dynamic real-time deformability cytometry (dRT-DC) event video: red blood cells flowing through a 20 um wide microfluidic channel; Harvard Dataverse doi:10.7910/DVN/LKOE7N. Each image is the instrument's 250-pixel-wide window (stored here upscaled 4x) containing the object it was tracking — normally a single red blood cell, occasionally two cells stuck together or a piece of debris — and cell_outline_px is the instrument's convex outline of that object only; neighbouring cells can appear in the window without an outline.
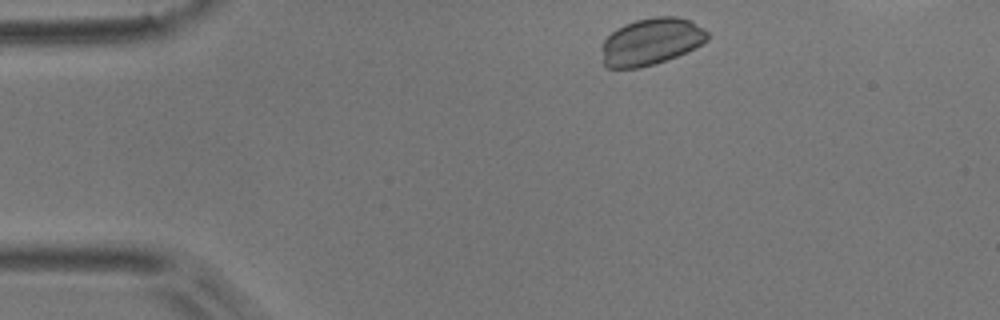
{"species": "common noctule bat (a hibernating species)", "species_latin": "Nyctalus noctula", "temperature_condition": "room temperature", "stored_images_in_passage": 9, "camera_frame_rate_fps": 3000, "um_per_image_px": 0.085, "animal": {"sex": "male", "body_mass_g": 17.9}, "frame": {"image": 1, "passage_image": 1, "time_ms": 0.0, "image_size_px": [1000, 320], "cell_outline_px": [[708, 40], [696, 48], [676, 56], [640, 68], [608, 68], [604, 64], [604, 40], [616, 28], [624, 24], [636, 20], [656, 16], [676, 16], [688, 20], [704, 28], [708, 32]], "centroid_in_image_um": [55.38, 3.52], "position_along_channel_um": 29.6, "area_um2": 28.61}}
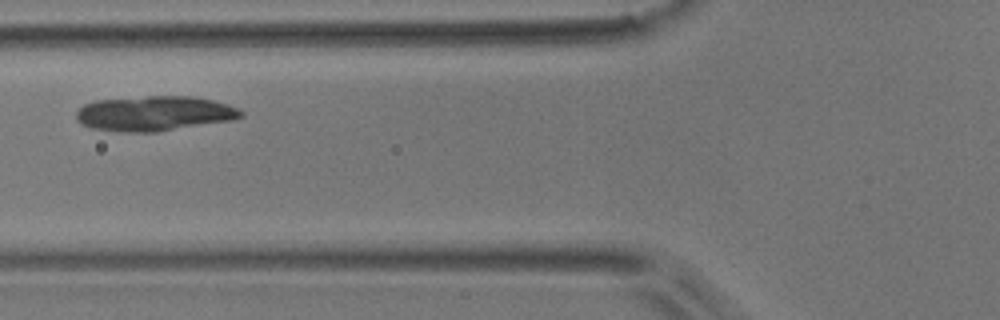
{"frame": {"image": 2, "passage_image": 4, "time_ms": 1.0, "image_size_px": [1000, 320], "cell_outline_px": [[244, 116], [232, 120], [156, 132], [120, 132], [92, 128], [80, 124], [76, 120], [76, 112], [84, 104], [96, 100], [148, 96], [192, 96], [212, 100], [228, 104], [240, 108], [244, 112]], "centroid_in_image_um": [13.13, 9.64], "position_along_channel_um": 112.7, "area_um2": 33.76}}
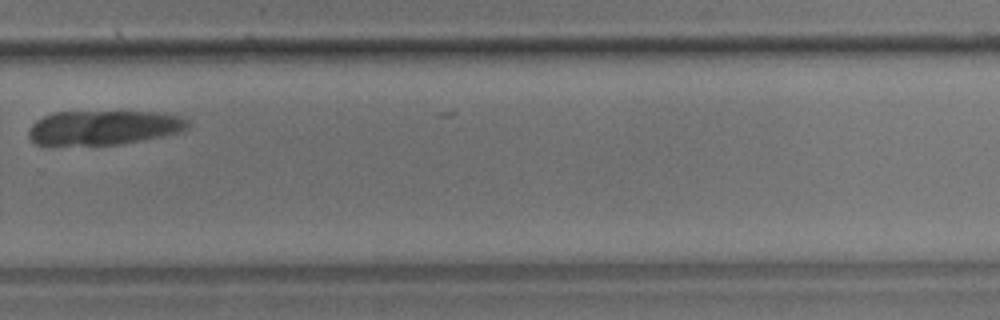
{"frame": {"image": 3, "passage_image": 9, "time_ms": 2.667, "image_size_px": [1000, 320], "cell_outline_px": [[188, 128], [180, 132], [164, 136], [144, 140], [120, 144], [52, 148], [48, 148], [36, 144], [28, 136], [28, 128], [36, 120], [52, 112], [156, 112], [176, 116], [188, 120]], "centroid_in_image_um": [8.68, 10.9], "position_along_channel_um": 321.1, "area_um2": 32.89}}